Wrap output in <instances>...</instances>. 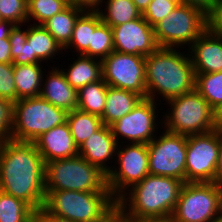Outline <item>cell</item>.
<instances>
[{
	"label": "cell",
	"mask_w": 222,
	"mask_h": 222,
	"mask_svg": "<svg viewBox=\"0 0 222 222\" xmlns=\"http://www.w3.org/2000/svg\"><path fill=\"white\" fill-rule=\"evenodd\" d=\"M0 191L23 200L35 212L45 202V163L34 142L0 144Z\"/></svg>",
	"instance_id": "obj_1"
},
{
	"label": "cell",
	"mask_w": 222,
	"mask_h": 222,
	"mask_svg": "<svg viewBox=\"0 0 222 222\" xmlns=\"http://www.w3.org/2000/svg\"><path fill=\"white\" fill-rule=\"evenodd\" d=\"M183 185L179 179L149 174L127 190L117 206L128 221L170 219Z\"/></svg>",
	"instance_id": "obj_2"
},
{
	"label": "cell",
	"mask_w": 222,
	"mask_h": 222,
	"mask_svg": "<svg viewBox=\"0 0 222 222\" xmlns=\"http://www.w3.org/2000/svg\"><path fill=\"white\" fill-rule=\"evenodd\" d=\"M181 53L174 48L159 47L145 56L146 98L157 101L158 92L167 101L195 89L196 75L190 55Z\"/></svg>",
	"instance_id": "obj_3"
},
{
	"label": "cell",
	"mask_w": 222,
	"mask_h": 222,
	"mask_svg": "<svg viewBox=\"0 0 222 222\" xmlns=\"http://www.w3.org/2000/svg\"><path fill=\"white\" fill-rule=\"evenodd\" d=\"M43 208L74 222H98L116 205L110 191L45 190Z\"/></svg>",
	"instance_id": "obj_4"
},
{
	"label": "cell",
	"mask_w": 222,
	"mask_h": 222,
	"mask_svg": "<svg viewBox=\"0 0 222 222\" xmlns=\"http://www.w3.org/2000/svg\"><path fill=\"white\" fill-rule=\"evenodd\" d=\"M45 190L109 191L107 174L80 155L45 164Z\"/></svg>",
	"instance_id": "obj_5"
},
{
	"label": "cell",
	"mask_w": 222,
	"mask_h": 222,
	"mask_svg": "<svg viewBox=\"0 0 222 222\" xmlns=\"http://www.w3.org/2000/svg\"><path fill=\"white\" fill-rule=\"evenodd\" d=\"M68 112L41 96L13 103L11 139L34 142L41 134L67 122Z\"/></svg>",
	"instance_id": "obj_6"
},
{
	"label": "cell",
	"mask_w": 222,
	"mask_h": 222,
	"mask_svg": "<svg viewBox=\"0 0 222 222\" xmlns=\"http://www.w3.org/2000/svg\"><path fill=\"white\" fill-rule=\"evenodd\" d=\"M222 214V187L212 182H186L171 222H216Z\"/></svg>",
	"instance_id": "obj_7"
},
{
	"label": "cell",
	"mask_w": 222,
	"mask_h": 222,
	"mask_svg": "<svg viewBox=\"0 0 222 222\" xmlns=\"http://www.w3.org/2000/svg\"><path fill=\"white\" fill-rule=\"evenodd\" d=\"M166 102L171 107L170 113L163 115L166 131L192 135L214 130V110L196 89Z\"/></svg>",
	"instance_id": "obj_8"
},
{
	"label": "cell",
	"mask_w": 222,
	"mask_h": 222,
	"mask_svg": "<svg viewBox=\"0 0 222 222\" xmlns=\"http://www.w3.org/2000/svg\"><path fill=\"white\" fill-rule=\"evenodd\" d=\"M207 29V13L202 9L178 4L177 7L153 26L157 44L161 48L189 47Z\"/></svg>",
	"instance_id": "obj_9"
},
{
	"label": "cell",
	"mask_w": 222,
	"mask_h": 222,
	"mask_svg": "<svg viewBox=\"0 0 222 222\" xmlns=\"http://www.w3.org/2000/svg\"><path fill=\"white\" fill-rule=\"evenodd\" d=\"M147 144L149 174L179 179L185 183L187 135L162 132Z\"/></svg>",
	"instance_id": "obj_10"
},
{
	"label": "cell",
	"mask_w": 222,
	"mask_h": 222,
	"mask_svg": "<svg viewBox=\"0 0 222 222\" xmlns=\"http://www.w3.org/2000/svg\"><path fill=\"white\" fill-rule=\"evenodd\" d=\"M20 26L14 25L9 36L13 65L41 64L64 50L42 25L35 23L26 31Z\"/></svg>",
	"instance_id": "obj_11"
},
{
	"label": "cell",
	"mask_w": 222,
	"mask_h": 222,
	"mask_svg": "<svg viewBox=\"0 0 222 222\" xmlns=\"http://www.w3.org/2000/svg\"><path fill=\"white\" fill-rule=\"evenodd\" d=\"M220 132L187 135L186 182H213L218 164Z\"/></svg>",
	"instance_id": "obj_12"
},
{
	"label": "cell",
	"mask_w": 222,
	"mask_h": 222,
	"mask_svg": "<svg viewBox=\"0 0 222 222\" xmlns=\"http://www.w3.org/2000/svg\"><path fill=\"white\" fill-rule=\"evenodd\" d=\"M120 148L121 146L119 148L117 146L116 150L120 168L112 169L107 174V185L111 196L116 201L126 193L127 189L149 175L147 144L135 143L130 145L129 143L126 148Z\"/></svg>",
	"instance_id": "obj_13"
},
{
	"label": "cell",
	"mask_w": 222,
	"mask_h": 222,
	"mask_svg": "<svg viewBox=\"0 0 222 222\" xmlns=\"http://www.w3.org/2000/svg\"><path fill=\"white\" fill-rule=\"evenodd\" d=\"M102 78L111 87L128 90L146 98L145 56L113 51L101 60Z\"/></svg>",
	"instance_id": "obj_14"
},
{
	"label": "cell",
	"mask_w": 222,
	"mask_h": 222,
	"mask_svg": "<svg viewBox=\"0 0 222 222\" xmlns=\"http://www.w3.org/2000/svg\"><path fill=\"white\" fill-rule=\"evenodd\" d=\"M156 102L143 98L133 110L110 125L112 134L119 143V138H126L129 143H150L155 137ZM119 137V138H118Z\"/></svg>",
	"instance_id": "obj_15"
},
{
	"label": "cell",
	"mask_w": 222,
	"mask_h": 222,
	"mask_svg": "<svg viewBox=\"0 0 222 222\" xmlns=\"http://www.w3.org/2000/svg\"><path fill=\"white\" fill-rule=\"evenodd\" d=\"M113 33L114 51L149 56L159 48L153 27L143 16L127 23L111 27Z\"/></svg>",
	"instance_id": "obj_16"
},
{
	"label": "cell",
	"mask_w": 222,
	"mask_h": 222,
	"mask_svg": "<svg viewBox=\"0 0 222 222\" xmlns=\"http://www.w3.org/2000/svg\"><path fill=\"white\" fill-rule=\"evenodd\" d=\"M188 48L195 74L222 71V36L206 29Z\"/></svg>",
	"instance_id": "obj_17"
},
{
	"label": "cell",
	"mask_w": 222,
	"mask_h": 222,
	"mask_svg": "<svg viewBox=\"0 0 222 222\" xmlns=\"http://www.w3.org/2000/svg\"><path fill=\"white\" fill-rule=\"evenodd\" d=\"M34 143L45 164L78 155V146L67 122L41 134Z\"/></svg>",
	"instance_id": "obj_18"
},
{
	"label": "cell",
	"mask_w": 222,
	"mask_h": 222,
	"mask_svg": "<svg viewBox=\"0 0 222 222\" xmlns=\"http://www.w3.org/2000/svg\"><path fill=\"white\" fill-rule=\"evenodd\" d=\"M117 146L110 126L103 124L78 148V155L108 174L113 168L106 166V161L116 156Z\"/></svg>",
	"instance_id": "obj_19"
},
{
	"label": "cell",
	"mask_w": 222,
	"mask_h": 222,
	"mask_svg": "<svg viewBox=\"0 0 222 222\" xmlns=\"http://www.w3.org/2000/svg\"><path fill=\"white\" fill-rule=\"evenodd\" d=\"M48 74L39 96L67 112L77 109L78 91L67 82L62 69L54 67Z\"/></svg>",
	"instance_id": "obj_20"
},
{
	"label": "cell",
	"mask_w": 222,
	"mask_h": 222,
	"mask_svg": "<svg viewBox=\"0 0 222 222\" xmlns=\"http://www.w3.org/2000/svg\"><path fill=\"white\" fill-rule=\"evenodd\" d=\"M143 97L135 92L108 86L102 123L110 126L130 113Z\"/></svg>",
	"instance_id": "obj_21"
},
{
	"label": "cell",
	"mask_w": 222,
	"mask_h": 222,
	"mask_svg": "<svg viewBox=\"0 0 222 222\" xmlns=\"http://www.w3.org/2000/svg\"><path fill=\"white\" fill-rule=\"evenodd\" d=\"M69 67L67 71L63 69L62 72L67 82L77 91L85 85L102 79V64L97 58L78 54V59Z\"/></svg>",
	"instance_id": "obj_22"
},
{
	"label": "cell",
	"mask_w": 222,
	"mask_h": 222,
	"mask_svg": "<svg viewBox=\"0 0 222 222\" xmlns=\"http://www.w3.org/2000/svg\"><path fill=\"white\" fill-rule=\"evenodd\" d=\"M41 66V64L13 65L16 101L39 96L44 78Z\"/></svg>",
	"instance_id": "obj_23"
},
{
	"label": "cell",
	"mask_w": 222,
	"mask_h": 222,
	"mask_svg": "<svg viewBox=\"0 0 222 222\" xmlns=\"http://www.w3.org/2000/svg\"><path fill=\"white\" fill-rule=\"evenodd\" d=\"M84 11L79 7L69 5L62 12L53 15L49 20L45 21L42 26L53 35L64 49L71 40L73 28L78 17Z\"/></svg>",
	"instance_id": "obj_24"
},
{
	"label": "cell",
	"mask_w": 222,
	"mask_h": 222,
	"mask_svg": "<svg viewBox=\"0 0 222 222\" xmlns=\"http://www.w3.org/2000/svg\"><path fill=\"white\" fill-rule=\"evenodd\" d=\"M102 23L98 11H84L77 19L69 44L64 48H76L82 55L91 44L92 33ZM68 47V48H67Z\"/></svg>",
	"instance_id": "obj_25"
},
{
	"label": "cell",
	"mask_w": 222,
	"mask_h": 222,
	"mask_svg": "<svg viewBox=\"0 0 222 222\" xmlns=\"http://www.w3.org/2000/svg\"><path fill=\"white\" fill-rule=\"evenodd\" d=\"M107 89L108 85L103 78L80 88L77 109L101 117L105 109Z\"/></svg>",
	"instance_id": "obj_26"
},
{
	"label": "cell",
	"mask_w": 222,
	"mask_h": 222,
	"mask_svg": "<svg viewBox=\"0 0 222 222\" xmlns=\"http://www.w3.org/2000/svg\"><path fill=\"white\" fill-rule=\"evenodd\" d=\"M67 123L78 148L103 125L101 117L79 109L68 112Z\"/></svg>",
	"instance_id": "obj_27"
},
{
	"label": "cell",
	"mask_w": 222,
	"mask_h": 222,
	"mask_svg": "<svg viewBox=\"0 0 222 222\" xmlns=\"http://www.w3.org/2000/svg\"><path fill=\"white\" fill-rule=\"evenodd\" d=\"M106 10H98L103 23L110 27L118 26L142 16L132 0H108Z\"/></svg>",
	"instance_id": "obj_28"
},
{
	"label": "cell",
	"mask_w": 222,
	"mask_h": 222,
	"mask_svg": "<svg viewBox=\"0 0 222 222\" xmlns=\"http://www.w3.org/2000/svg\"><path fill=\"white\" fill-rule=\"evenodd\" d=\"M35 213L23 200L0 191V222H29Z\"/></svg>",
	"instance_id": "obj_29"
},
{
	"label": "cell",
	"mask_w": 222,
	"mask_h": 222,
	"mask_svg": "<svg viewBox=\"0 0 222 222\" xmlns=\"http://www.w3.org/2000/svg\"><path fill=\"white\" fill-rule=\"evenodd\" d=\"M195 89L214 109L222 103V71L195 74Z\"/></svg>",
	"instance_id": "obj_30"
},
{
	"label": "cell",
	"mask_w": 222,
	"mask_h": 222,
	"mask_svg": "<svg viewBox=\"0 0 222 222\" xmlns=\"http://www.w3.org/2000/svg\"><path fill=\"white\" fill-rule=\"evenodd\" d=\"M113 51L112 29L109 25L102 22L92 33L91 44H89V48L82 55L102 60Z\"/></svg>",
	"instance_id": "obj_31"
},
{
	"label": "cell",
	"mask_w": 222,
	"mask_h": 222,
	"mask_svg": "<svg viewBox=\"0 0 222 222\" xmlns=\"http://www.w3.org/2000/svg\"><path fill=\"white\" fill-rule=\"evenodd\" d=\"M70 5V0H28L27 23L31 18L37 20V25H42L53 15L62 12Z\"/></svg>",
	"instance_id": "obj_32"
},
{
	"label": "cell",
	"mask_w": 222,
	"mask_h": 222,
	"mask_svg": "<svg viewBox=\"0 0 222 222\" xmlns=\"http://www.w3.org/2000/svg\"><path fill=\"white\" fill-rule=\"evenodd\" d=\"M28 0H0V18L15 25L27 22ZM21 23V24H20Z\"/></svg>",
	"instance_id": "obj_33"
},
{
	"label": "cell",
	"mask_w": 222,
	"mask_h": 222,
	"mask_svg": "<svg viewBox=\"0 0 222 222\" xmlns=\"http://www.w3.org/2000/svg\"><path fill=\"white\" fill-rule=\"evenodd\" d=\"M178 4H181V1L152 0L142 13V16L153 27L170 14Z\"/></svg>",
	"instance_id": "obj_34"
},
{
	"label": "cell",
	"mask_w": 222,
	"mask_h": 222,
	"mask_svg": "<svg viewBox=\"0 0 222 222\" xmlns=\"http://www.w3.org/2000/svg\"><path fill=\"white\" fill-rule=\"evenodd\" d=\"M0 97L16 102L13 64H0Z\"/></svg>",
	"instance_id": "obj_35"
},
{
	"label": "cell",
	"mask_w": 222,
	"mask_h": 222,
	"mask_svg": "<svg viewBox=\"0 0 222 222\" xmlns=\"http://www.w3.org/2000/svg\"><path fill=\"white\" fill-rule=\"evenodd\" d=\"M13 103L0 97V144L11 139Z\"/></svg>",
	"instance_id": "obj_36"
},
{
	"label": "cell",
	"mask_w": 222,
	"mask_h": 222,
	"mask_svg": "<svg viewBox=\"0 0 222 222\" xmlns=\"http://www.w3.org/2000/svg\"><path fill=\"white\" fill-rule=\"evenodd\" d=\"M207 29L213 34L222 36V0H216L207 13Z\"/></svg>",
	"instance_id": "obj_37"
},
{
	"label": "cell",
	"mask_w": 222,
	"mask_h": 222,
	"mask_svg": "<svg viewBox=\"0 0 222 222\" xmlns=\"http://www.w3.org/2000/svg\"><path fill=\"white\" fill-rule=\"evenodd\" d=\"M104 3L103 0H70V5L79 7L85 11H98L100 4Z\"/></svg>",
	"instance_id": "obj_38"
},
{
	"label": "cell",
	"mask_w": 222,
	"mask_h": 222,
	"mask_svg": "<svg viewBox=\"0 0 222 222\" xmlns=\"http://www.w3.org/2000/svg\"><path fill=\"white\" fill-rule=\"evenodd\" d=\"M12 62L9 39H0V64H12Z\"/></svg>",
	"instance_id": "obj_39"
},
{
	"label": "cell",
	"mask_w": 222,
	"mask_h": 222,
	"mask_svg": "<svg viewBox=\"0 0 222 222\" xmlns=\"http://www.w3.org/2000/svg\"><path fill=\"white\" fill-rule=\"evenodd\" d=\"M98 222H128L122 210L116 205L107 215Z\"/></svg>",
	"instance_id": "obj_40"
},
{
	"label": "cell",
	"mask_w": 222,
	"mask_h": 222,
	"mask_svg": "<svg viewBox=\"0 0 222 222\" xmlns=\"http://www.w3.org/2000/svg\"><path fill=\"white\" fill-rule=\"evenodd\" d=\"M216 0H181V4L191 5L202 9L208 13Z\"/></svg>",
	"instance_id": "obj_41"
},
{
	"label": "cell",
	"mask_w": 222,
	"mask_h": 222,
	"mask_svg": "<svg viewBox=\"0 0 222 222\" xmlns=\"http://www.w3.org/2000/svg\"><path fill=\"white\" fill-rule=\"evenodd\" d=\"M212 183H215L217 186L222 187V133H220L218 164L216 168V173L214 175V180Z\"/></svg>",
	"instance_id": "obj_42"
},
{
	"label": "cell",
	"mask_w": 222,
	"mask_h": 222,
	"mask_svg": "<svg viewBox=\"0 0 222 222\" xmlns=\"http://www.w3.org/2000/svg\"><path fill=\"white\" fill-rule=\"evenodd\" d=\"M45 222H74L69 219L58 217L51 213H48L43 207L36 212Z\"/></svg>",
	"instance_id": "obj_43"
},
{
	"label": "cell",
	"mask_w": 222,
	"mask_h": 222,
	"mask_svg": "<svg viewBox=\"0 0 222 222\" xmlns=\"http://www.w3.org/2000/svg\"><path fill=\"white\" fill-rule=\"evenodd\" d=\"M213 125L214 130L222 133V103L213 109Z\"/></svg>",
	"instance_id": "obj_44"
},
{
	"label": "cell",
	"mask_w": 222,
	"mask_h": 222,
	"mask_svg": "<svg viewBox=\"0 0 222 222\" xmlns=\"http://www.w3.org/2000/svg\"><path fill=\"white\" fill-rule=\"evenodd\" d=\"M10 21H0V39H9L11 29L14 27Z\"/></svg>",
	"instance_id": "obj_45"
},
{
	"label": "cell",
	"mask_w": 222,
	"mask_h": 222,
	"mask_svg": "<svg viewBox=\"0 0 222 222\" xmlns=\"http://www.w3.org/2000/svg\"><path fill=\"white\" fill-rule=\"evenodd\" d=\"M132 1L135 4V6L141 11V13H143L152 0H132Z\"/></svg>",
	"instance_id": "obj_46"
},
{
	"label": "cell",
	"mask_w": 222,
	"mask_h": 222,
	"mask_svg": "<svg viewBox=\"0 0 222 222\" xmlns=\"http://www.w3.org/2000/svg\"><path fill=\"white\" fill-rule=\"evenodd\" d=\"M29 222H45L37 213H35Z\"/></svg>",
	"instance_id": "obj_47"
},
{
	"label": "cell",
	"mask_w": 222,
	"mask_h": 222,
	"mask_svg": "<svg viewBox=\"0 0 222 222\" xmlns=\"http://www.w3.org/2000/svg\"><path fill=\"white\" fill-rule=\"evenodd\" d=\"M128 222H171L170 219L166 220H141V221H128Z\"/></svg>",
	"instance_id": "obj_48"
},
{
	"label": "cell",
	"mask_w": 222,
	"mask_h": 222,
	"mask_svg": "<svg viewBox=\"0 0 222 222\" xmlns=\"http://www.w3.org/2000/svg\"><path fill=\"white\" fill-rule=\"evenodd\" d=\"M216 222H222V214L219 216V218L216 220Z\"/></svg>",
	"instance_id": "obj_49"
}]
</instances>
